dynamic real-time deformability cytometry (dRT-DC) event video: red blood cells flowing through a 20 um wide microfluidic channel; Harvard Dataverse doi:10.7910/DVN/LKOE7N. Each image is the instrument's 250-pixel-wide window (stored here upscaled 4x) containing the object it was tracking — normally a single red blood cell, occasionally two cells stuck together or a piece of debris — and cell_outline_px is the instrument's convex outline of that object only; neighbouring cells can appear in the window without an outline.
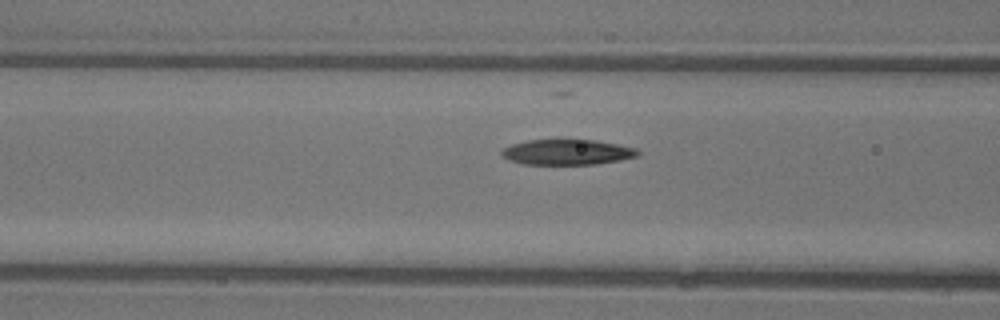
{"species": "common noctule bat (a hibernating species)", "species_latin": "Nyctalus noctula", "temperature_condition": "warm", "stored_images_in_passage": 16, "camera_frame_rate_fps": 3000, "um_per_image_px": 0.085, "animal": {"sex": "female"}, "frame": {"image": 1, "passage_image": 14, "time_ms": 4.333, "image_size_px": [1000, 320], "cell_outline_px": [[640, 156], [620, 160], [596, 164], [524, 164], [508, 160], [500, 152], [504, 148], [512, 144], [528, 140], [556, 136], [560, 136], [596, 140], [636, 148], [640, 152]], "centroid_in_image_um": [48.21, 12.88], "position_along_channel_um": 118.4, "area_um2": 21.1}}